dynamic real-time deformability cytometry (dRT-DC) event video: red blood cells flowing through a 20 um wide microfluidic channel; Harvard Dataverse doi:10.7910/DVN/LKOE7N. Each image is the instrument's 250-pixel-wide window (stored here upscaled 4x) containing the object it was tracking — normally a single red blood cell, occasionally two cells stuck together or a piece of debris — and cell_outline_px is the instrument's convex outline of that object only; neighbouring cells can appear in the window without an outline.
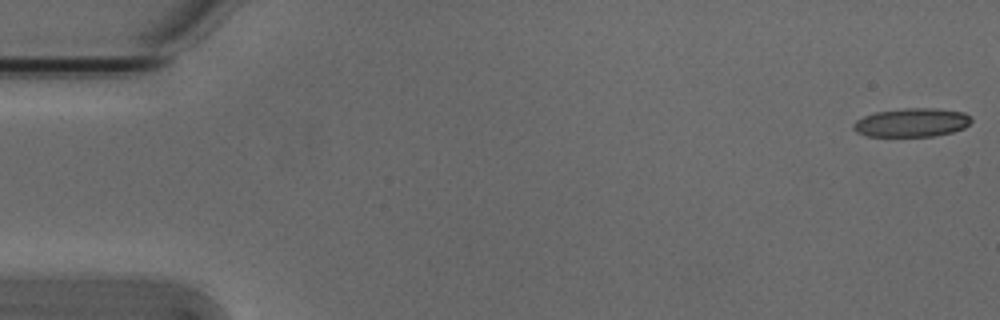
{"species": "Egyptian fruit bat (a non-hibernating species)", "species_latin": "Rousettus aegyptiacus", "temperature_condition": "cold", "stored_images_in_passage": 5, "camera_frame_rate_fps": 3000, "um_per_image_px": 0.085, "animal": {"sex": "male"}, "frame": {"image": 1, "passage_image": 1, "time_ms": 0.0, "image_size_px": [1000, 320], "cell_outline_px": [[972, 120], [964, 128], [952, 132], [936, 136], [868, 136], [856, 132], [852, 128], [852, 124], [856, 120], [864, 116], [876, 112], [904, 108], [936, 108], [964, 112], [972, 116]], "centroid_in_image_um": [77.51, 10.41], "position_along_channel_um": 7.5, "area_um2": 19.83}}
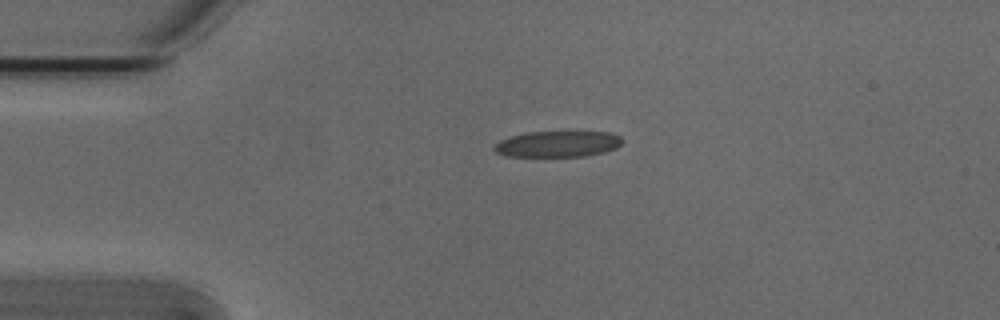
{"frame": {"image": 2, "passage_image": 4, "time_ms": 1.0, "image_size_px": [1000, 320], "cell_outline_px": [[624, 140], [616, 148], [604, 152], [584, 156], [508, 156], [496, 152], [492, 148], [500, 140], [512, 136], [528, 132], [608, 132], [620, 136]], "centroid_in_image_um": [47.42, 12.24], "position_along_channel_um": 37.6, "area_um2": 19.25}}